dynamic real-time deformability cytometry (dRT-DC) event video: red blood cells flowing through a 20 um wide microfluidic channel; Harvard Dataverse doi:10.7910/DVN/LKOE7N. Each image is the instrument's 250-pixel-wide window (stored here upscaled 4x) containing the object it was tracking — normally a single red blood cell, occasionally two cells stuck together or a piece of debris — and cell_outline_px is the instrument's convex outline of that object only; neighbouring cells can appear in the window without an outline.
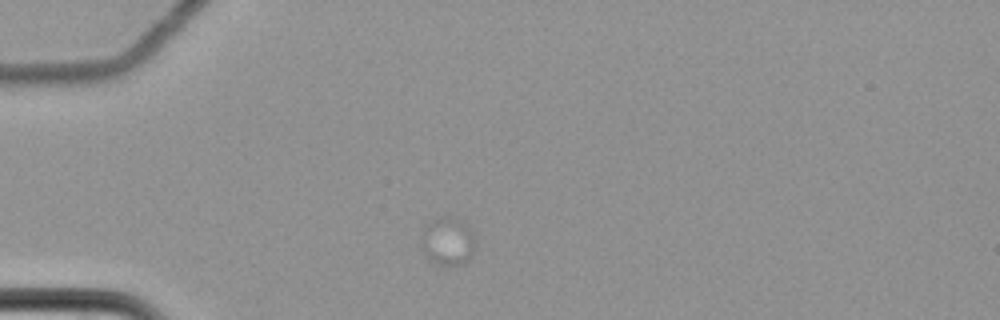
{"species": "common noctule bat (a hibernating species)", "species_latin": "Nyctalus noctula", "temperature_condition": "cold", "stored_images_in_passage": 3, "camera_frame_rate_fps": 3000, "um_per_image_px": 0.085, "animal": {"sex": "female", "body_mass_g": 22.7, "forearm_length_mm": 54.2}, "frame": {"image": 1, "passage_image": 1, "time_ms": 0.0, "image_size_px": [1000, 320], "cell_outline_px": [[476, 252], [468, 260], [460, 264], [440, 264], [424, 256], [420, 244], [420, 240], [424, 224], [432, 220], [444, 216], [452, 216], [460, 220], [472, 232], [476, 240]], "centroid_in_image_um": [38.05, 20.49], "position_along_channel_um": 47.0, "area_um2": 15.43}}
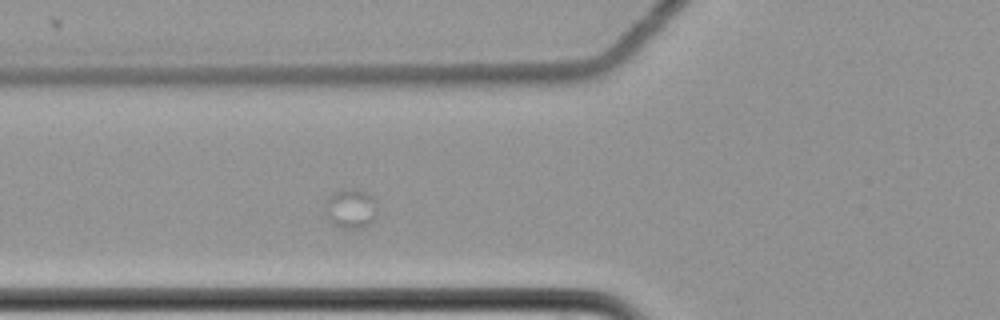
{"frame": {"image": 2, "passage_image": 3, "time_ms": 0.667, "image_size_px": [1000, 320], "cell_outline_px": [[376, 216], [364, 228], [344, 228], [328, 220], [328, 200], [336, 192], [348, 188], [356, 188], [364, 192], [376, 200]], "centroid_in_image_um": [29.89, 17.73], "position_along_channel_um": 95.9, "area_um2": 11.44}}